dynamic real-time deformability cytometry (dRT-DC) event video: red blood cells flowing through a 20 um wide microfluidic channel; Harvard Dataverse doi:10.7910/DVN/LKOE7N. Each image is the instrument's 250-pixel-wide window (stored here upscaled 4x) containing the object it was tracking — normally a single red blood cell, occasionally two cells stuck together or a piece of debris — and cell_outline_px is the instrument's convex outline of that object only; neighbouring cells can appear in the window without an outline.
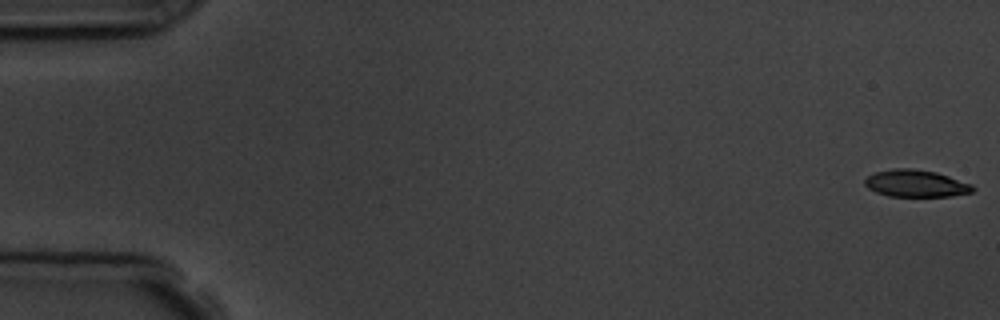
{"species": "common noctule bat (a hibernating species)", "species_latin": "Nyctalus noctula", "temperature_condition": "room temperature", "stored_images_in_passage": 4, "camera_frame_rate_fps": 3000, "um_per_image_px": 0.085, "animal": {"sex": "male", "body_mass_g": 19.5, "forearm_length_mm": 54.6}, "frame": {"image": 1, "passage_image": 1, "time_ms": 0.0, "image_size_px": [1000, 320], "cell_outline_px": [[976, 188], [972, 192], [948, 196], [888, 196], [876, 192], [868, 188], [864, 184], [864, 180], [872, 172], [892, 168], [912, 168], [936, 172], [972, 184]], "centroid_in_image_um": [77.81, 15.58], "position_along_channel_um": 7.2, "area_um2": 17.11}}
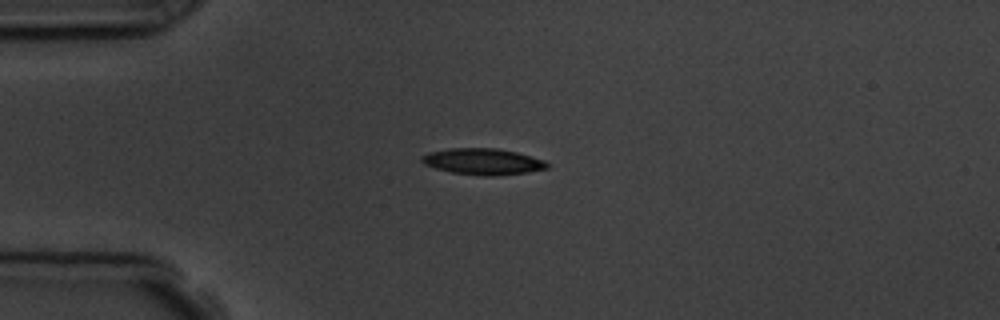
{"frame": {"image": 2, "passage_image": 4, "time_ms": 4.333, "image_size_px": [1000, 320], "cell_outline_px": [[548, 168], [528, 172], [492, 176], [484, 176], [452, 172], [436, 168], [424, 164], [420, 160], [420, 156], [428, 152], [448, 148], [496, 148], [516, 152], [544, 160], [548, 164]], "centroid_in_image_um": [41.01, 13.72], "position_along_channel_um": 44.0, "area_um2": 19.13}}